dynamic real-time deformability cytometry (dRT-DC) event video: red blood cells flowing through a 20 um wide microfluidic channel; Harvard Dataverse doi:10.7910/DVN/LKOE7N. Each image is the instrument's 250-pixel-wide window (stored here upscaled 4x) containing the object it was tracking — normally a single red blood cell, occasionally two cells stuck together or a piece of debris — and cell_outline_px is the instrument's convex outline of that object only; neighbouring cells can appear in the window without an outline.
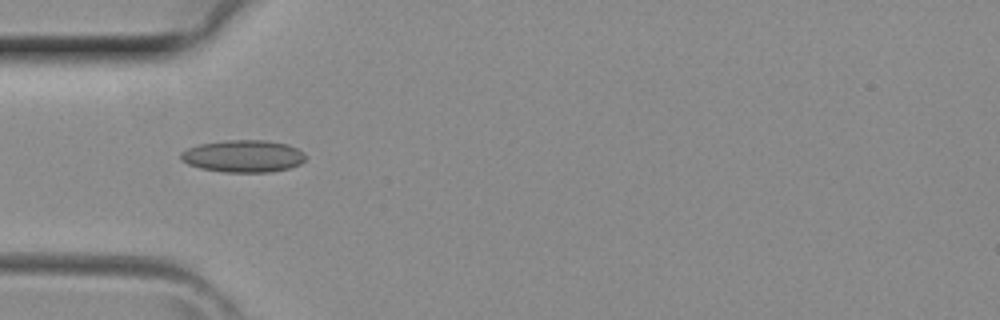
{"species": "common noctule bat (a hibernating species)", "species_latin": "Nyctalus noctula", "temperature_condition": "room temperature", "stored_images_in_passage": 2, "camera_frame_rate_fps": 3000, "um_per_image_px": 0.085, "animal": {"sex": "female", "body_mass_g": 29.2, "forearm_length_mm": 56.3}, "frame": {"image": 1, "passage_image": 2, "time_ms": 0.333, "image_size_px": [1000, 320], "cell_outline_px": [[304, 160], [300, 164], [288, 168], [272, 172], [224, 172], [200, 168], [188, 164], [180, 160], [180, 152], [188, 148], [200, 144], [228, 140], [264, 140], [288, 144], [304, 152]], "centroid_in_image_um": [20.66, 13.27], "position_along_channel_um": 64.3, "area_um2": 23.41}}